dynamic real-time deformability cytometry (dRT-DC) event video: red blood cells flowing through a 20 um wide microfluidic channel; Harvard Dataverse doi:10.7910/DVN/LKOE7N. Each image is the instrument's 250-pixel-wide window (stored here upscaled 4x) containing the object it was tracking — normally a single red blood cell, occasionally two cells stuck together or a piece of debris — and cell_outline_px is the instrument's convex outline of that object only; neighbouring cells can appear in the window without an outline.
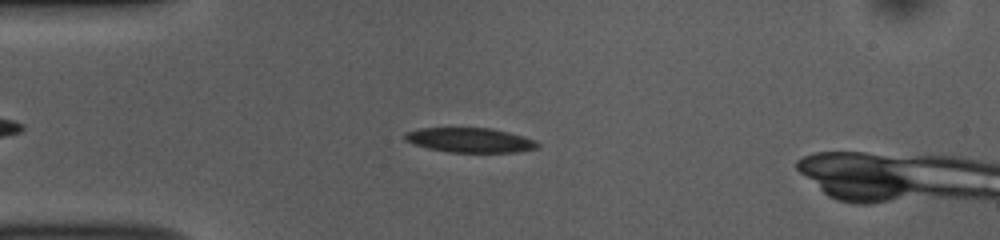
{"species": "common noctule bat (a hibernating species)", "species_latin": "Nyctalus noctula", "temperature_condition": "room temperature", "stored_images_in_passage": 50, "camera_frame_rate_fps": 3000, "um_per_image_px": 0.085, "animal": {"sex": "female", "body_mass_g": 10.0, "forearm_length_mm": 53.1}, "frame": {"image": 1, "passage_image": 10, "time_ms": 3.0, "image_size_px": [1000, 240], "cell_outline_px": [[540, 144], [536, 148], [516, 152], [448, 152], [428, 148], [404, 140], [404, 136], [408, 132], [420, 128], [488, 128], [508, 132], [536, 140]], "centroid_in_image_um": [39.96, 11.91], "position_along_channel_um": 45.0, "area_um2": 18.79}}
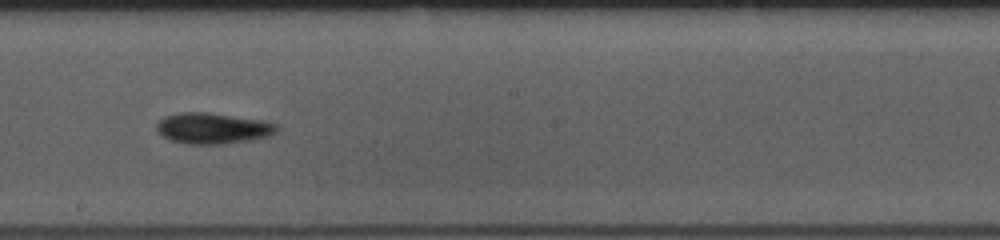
{"frame": {"image": 2, "passage_image": 26, "time_ms": 8.333, "image_size_px": [1000, 240], "cell_outline_px": [[276, 132], [268, 136], [252, 140], [220, 144], [188, 144], [172, 140], [156, 132], [156, 124], [164, 116], [180, 112], [208, 112], [260, 120], [276, 124]], "centroid_in_image_um": [18.04, 10.9], "position_along_channel_um": 230.2, "area_um2": 21.5}}
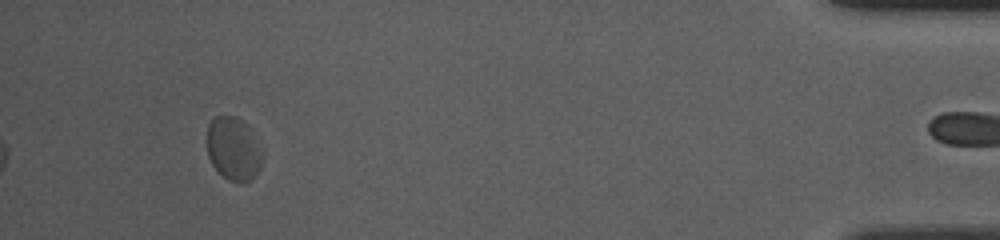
{"frame": {"image": 3, "passage_image": 46, "time_ms": 15.0, "image_size_px": [1000, 240], "cell_outline_px": [[264, 156], [256, 172], [248, 180], [240, 184], [228, 180], [212, 164], [208, 156], [208, 124], [216, 116], [236, 116], [248, 128], [264, 152]], "centroid_in_image_um": [19.84, 12.66], "position_along_channel_um": 415.4, "area_um2": 20.0}, "authors_computed_cell_mechanics": {"area_um2": 20.1433, "velocity_mm_per_s": 3.781, "shape_relaxation_time_tau1_ms": null, "shape_relaxation_time_tau2_ms": 5.8146, "deformation_change_tau1": null, "deformation_change_tau2": 0.0797}}